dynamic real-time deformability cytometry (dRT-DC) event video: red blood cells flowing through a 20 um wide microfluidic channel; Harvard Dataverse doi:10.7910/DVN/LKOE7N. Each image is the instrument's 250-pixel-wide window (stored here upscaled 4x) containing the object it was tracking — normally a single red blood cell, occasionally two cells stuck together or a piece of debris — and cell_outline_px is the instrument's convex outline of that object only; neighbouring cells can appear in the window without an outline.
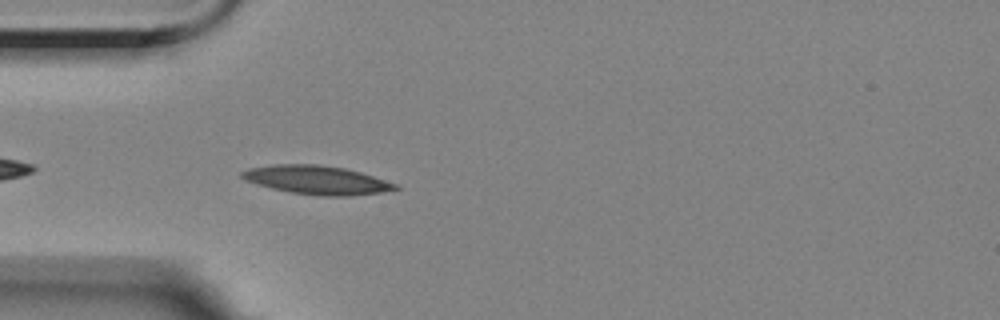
{"species": "Egyptian fruit bat (a non-hibernating species)", "species_latin": "Rousettus aegyptiacus", "temperature_condition": "room temperature", "stored_images_in_passage": 27, "camera_frame_rate_fps": 3000, "um_per_image_px": 0.085, "animal": {"sex": "female"}, "frame": {"image": 1, "passage_image": 3, "time_ms": 0.667, "image_size_px": [1000, 320], "cell_outline_px": [[400, 188], [380, 192], [348, 196], [324, 196], [292, 192], [272, 188], [256, 184], [244, 180], [240, 176], [240, 172], [248, 168], [272, 164], [320, 164], [344, 168], [360, 172], [396, 184]], "centroid_in_image_um": [26.86, 15.28], "position_along_channel_um": 58.1, "area_um2": 25.43}}
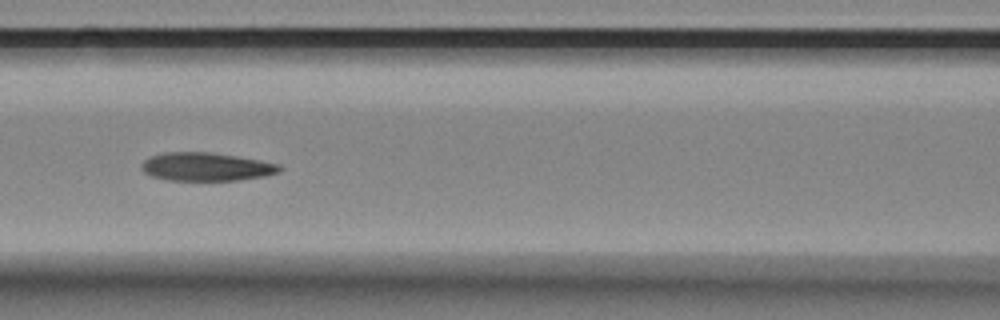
{"frame": {"image": 2, "passage_image": 11, "time_ms": 3.333, "image_size_px": [1000, 320], "cell_outline_px": [[284, 168], [280, 172], [264, 176], [236, 180], [168, 180], [152, 176], [144, 172], [140, 168], [140, 164], [144, 160], [152, 156], [164, 152], [208, 152], [236, 156], [260, 160], [280, 164]], "centroid_in_image_um": [17.53, 14.17], "position_along_channel_um": 149.1, "area_um2": 22.77}}
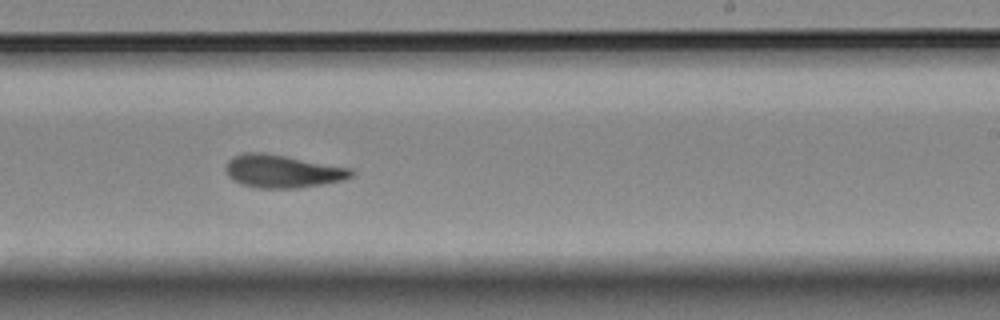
{"frame": {"image": 3, "passage_image": 21, "time_ms": 6.667, "image_size_px": [1000, 320], "cell_outline_px": [[352, 176], [344, 180], [324, 184], [296, 188], [256, 188], [240, 184], [232, 180], [228, 176], [224, 168], [228, 160], [244, 152], [260, 152], [284, 156], [352, 168]], "centroid_in_image_um": [23.98, 14.57], "position_along_channel_um": 265.0, "area_um2": 24.04}}